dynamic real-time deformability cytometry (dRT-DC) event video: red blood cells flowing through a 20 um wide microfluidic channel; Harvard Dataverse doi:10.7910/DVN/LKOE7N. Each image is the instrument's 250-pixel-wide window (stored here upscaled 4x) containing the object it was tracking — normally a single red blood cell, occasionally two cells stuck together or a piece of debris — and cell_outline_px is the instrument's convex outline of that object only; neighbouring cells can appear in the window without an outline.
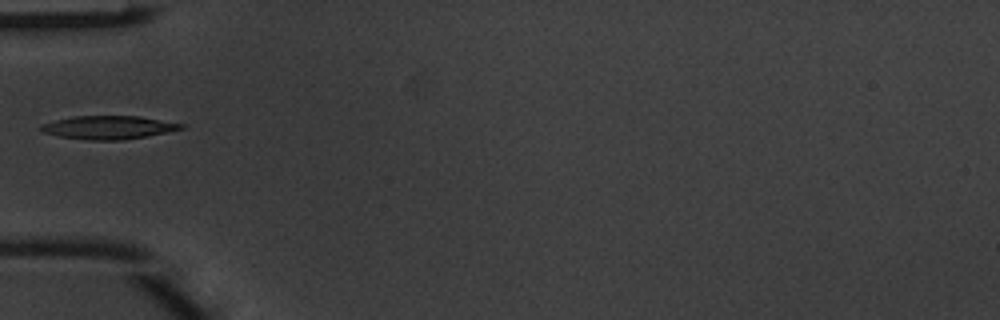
{"species": "common noctule bat (a hibernating species)", "species_latin": "Nyctalus noctula", "temperature_condition": "warm", "stored_images_in_passage": 5, "camera_frame_rate_fps": 3000, "um_per_image_px": 0.085, "animal": {"sex": "male", "body_mass_g": 20.1, "forearm_length_mm": 53.5}, "frame": {"image": 1, "passage_image": 5, "time_ms": 1.333, "image_size_px": [1000, 320], "cell_outline_px": [[184, 128], [168, 132], [124, 140], [88, 140], [60, 136], [44, 132], [36, 128], [44, 124], [56, 120], [72, 116], [140, 116], [184, 124]], "centroid_in_image_um": [9.23, 10.83], "position_along_channel_um": 75.8, "area_um2": 18.96}}